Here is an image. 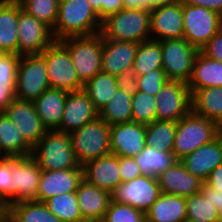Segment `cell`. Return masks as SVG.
<instances>
[{
	"instance_id": "obj_26",
	"label": "cell",
	"mask_w": 222,
	"mask_h": 222,
	"mask_svg": "<svg viewBox=\"0 0 222 222\" xmlns=\"http://www.w3.org/2000/svg\"><path fill=\"white\" fill-rule=\"evenodd\" d=\"M146 222H184L187 207L184 197L161 193L159 198L145 213Z\"/></svg>"
},
{
	"instance_id": "obj_43",
	"label": "cell",
	"mask_w": 222,
	"mask_h": 222,
	"mask_svg": "<svg viewBox=\"0 0 222 222\" xmlns=\"http://www.w3.org/2000/svg\"><path fill=\"white\" fill-rule=\"evenodd\" d=\"M168 79L163 69H155L137 76L138 90L156 96Z\"/></svg>"
},
{
	"instance_id": "obj_57",
	"label": "cell",
	"mask_w": 222,
	"mask_h": 222,
	"mask_svg": "<svg viewBox=\"0 0 222 222\" xmlns=\"http://www.w3.org/2000/svg\"><path fill=\"white\" fill-rule=\"evenodd\" d=\"M218 137L222 141V123L218 125Z\"/></svg>"
},
{
	"instance_id": "obj_14",
	"label": "cell",
	"mask_w": 222,
	"mask_h": 222,
	"mask_svg": "<svg viewBox=\"0 0 222 222\" xmlns=\"http://www.w3.org/2000/svg\"><path fill=\"white\" fill-rule=\"evenodd\" d=\"M17 30L18 55L41 54L56 41L52 29L22 10L20 4Z\"/></svg>"
},
{
	"instance_id": "obj_27",
	"label": "cell",
	"mask_w": 222,
	"mask_h": 222,
	"mask_svg": "<svg viewBox=\"0 0 222 222\" xmlns=\"http://www.w3.org/2000/svg\"><path fill=\"white\" fill-rule=\"evenodd\" d=\"M187 85L190 93L206 87L222 86V62L199 52L195 58L193 71Z\"/></svg>"
},
{
	"instance_id": "obj_61",
	"label": "cell",
	"mask_w": 222,
	"mask_h": 222,
	"mask_svg": "<svg viewBox=\"0 0 222 222\" xmlns=\"http://www.w3.org/2000/svg\"><path fill=\"white\" fill-rule=\"evenodd\" d=\"M0 222H6V213H5L4 217L0 220Z\"/></svg>"
},
{
	"instance_id": "obj_51",
	"label": "cell",
	"mask_w": 222,
	"mask_h": 222,
	"mask_svg": "<svg viewBox=\"0 0 222 222\" xmlns=\"http://www.w3.org/2000/svg\"><path fill=\"white\" fill-rule=\"evenodd\" d=\"M16 86H0V112L15 99Z\"/></svg>"
},
{
	"instance_id": "obj_35",
	"label": "cell",
	"mask_w": 222,
	"mask_h": 222,
	"mask_svg": "<svg viewBox=\"0 0 222 222\" xmlns=\"http://www.w3.org/2000/svg\"><path fill=\"white\" fill-rule=\"evenodd\" d=\"M133 69L137 76L146 74L155 69H162L161 41L150 39L138 43Z\"/></svg>"
},
{
	"instance_id": "obj_55",
	"label": "cell",
	"mask_w": 222,
	"mask_h": 222,
	"mask_svg": "<svg viewBox=\"0 0 222 222\" xmlns=\"http://www.w3.org/2000/svg\"><path fill=\"white\" fill-rule=\"evenodd\" d=\"M1 2H5V3H14V4H20L22 3L24 0H0Z\"/></svg>"
},
{
	"instance_id": "obj_38",
	"label": "cell",
	"mask_w": 222,
	"mask_h": 222,
	"mask_svg": "<svg viewBox=\"0 0 222 222\" xmlns=\"http://www.w3.org/2000/svg\"><path fill=\"white\" fill-rule=\"evenodd\" d=\"M187 207V219L198 222H218L221 214L210 202L206 201L201 192L185 198Z\"/></svg>"
},
{
	"instance_id": "obj_44",
	"label": "cell",
	"mask_w": 222,
	"mask_h": 222,
	"mask_svg": "<svg viewBox=\"0 0 222 222\" xmlns=\"http://www.w3.org/2000/svg\"><path fill=\"white\" fill-rule=\"evenodd\" d=\"M12 185V176L9 171V157L0 159V199L7 205H10V186Z\"/></svg>"
},
{
	"instance_id": "obj_40",
	"label": "cell",
	"mask_w": 222,
	"mask_h": 222,
	"mask_svg": "<svg viewBox=\"0 0 222 222\" xmlns=\"http://www.w3.org/2000/svg\"><path fill=\"white\" fill-rule=\"evenodd\" d=\"M132 121L140 124H150L157 119L155 96L137 90L132 95Z\"/></svg>"
},
{
	"instance_id": "obj_30",
	"label": "cell",
	"mask_w": 222,
	"mask_h": 222,
	"mask_svg": "<svg viewBox=\"0 0 222 222\" xmlns=\"http://www.w3.org/2000/svg\"><path fill=\"white\" fill-rule=\"evenodd\" d=\"M18 127L0 112V149L7 157L31 155L32 147L24 140Z\"/></svg>"
},
{
	"instance_id": "obj_19",
	"label": "cell",
	"mask_w": 222,
	"mask_h": 222,
	"mask_svg": "<svg viewBox=\"0 0 222 222\" xmlns=\"http://www.w3.org/2000/svg\"><path fill=\"white\" fill-rule=\"evenodd\" d=\"M82 180V168L42 170L36 201L45 202L47 199L62 193L76 192Z\"/></svg>"
},
{
	"instance_id": "obj_48",
	"label": "cell",
	"mask_w": 222,
	"mask_h": 222,
	"mask_svg": "<svg viewBox=\"0 0 222 222\" xmlns=\"http://www.w3.org/2000/svg\"><path fill=\"white\" fill-rule=\"evenodd\" d=\"M119 88L133 95L138 90L137 75L133 67L126 69L116 76Z\"/></svg>"
},
{
	"instance_id": "obj_3",
	"label": "cell",
	"mask_w": 222,
	"mask_h": 222,
	"mask_svg": "<svg viewBox=\"0 0 222 222\" xmlns=\"http://www.w3.org/2000/svg\"><path fill=\"white\" fill-rule=\"evenodd\" d=\"M31 157L41 170L82 168L76 159L69 133L47 131L32 148Z\"/></svg>"
},
{
	"instance_id": "obj_13",
	"label": "cell",
	"mask_w": 222,
	"mask_h": 222,
	"mask_svg": "<svg viewBox=\"0 0 222 222\" xmlns=\"http://www.w3.org/2000/svg\"><path fill=\"white\" fill-rule=\"evenodd\" d=\"M155 98L157 120L178 122L191 111V93L186 83L168 80Z\"/></svg>"
},
{
	"instance_id": "obj_34",
	"label": "cell",
	"mask_w": 222,
	"mask_h": 222,
	"mask_svg": "<svg viewBox=\"0 0 222 222\" xmlns=\"http://www.w3.org/2000/svg\"><path fill=\"white\" fill-rule=\"evenodd\" d=\"M132 95L118 88L109 102L99 111V117L108 125L132 122Z\"/></svg>"
},
{
	"instance_id": "obj_17",
	"label": "cell",
	"mask_w": 222,
	"mask_h": 222,
	"mask_svg": "<svg viewBox=\"0 0 222 222\" xmlns=\"http://www.w3.org/2000/svg\"><path fill=\"white\" fill-rule=\"evenodd\" d=\"M146 125L127 122L110 126L111 154L135 157L146 147Z\"/></svg>"
},
{
	"instance_id": "obj_58",
	"label": "cell",
	"mask_w": 222,
	"mask_h": 222,
	"mask_svg": "<svg viewBox=\"0 0 222 222\" xmlns=\"http://www.w3.org/2000/svg\"><path fill=\"white\" fill-rule=\"evenodd\" d=\"M6 222H14V221L6 214Z\"/></svg>"
},
{
	"instance_id": "obj_18",
	"label": "cell",
	"mask_w": 222,
	"mask_h": 222,
	"mask_svg": "<svg viewBox=\"0 0 222 222\" xmlns=\"http://www.w3.org/2000/svg\"><path fill=\"white\" fill-rule=\"evenodd\" d=\"M98 116L99 112L83 89L68 92L60 122V132L70 134Z\"/></svg>"
},
{
	"instance_id": "obj_53",
	"label": "cell",
	"mask_w": 222,
	"mask_h": 222,
	"mask_svg": "<svg viewBox=\"0 0 222 222\" xmlns=\"http://www.w3.org/2000/svg\"><path fill=\"white\" fill-rule=\"evenodd\" d=\"M124 8H137L147 10V0H122Z\"/></svg>"
},
{
	"instance_id": "obj_46",
	"label": "cell",
	"mask_w": 222,
	"mask_h": 222,
	"mask_svg": "<svg viewBox=\"0 0 222 222\" xmlns=\"http://www.w3.org/2000/svg\"><path fill=\"white\" fill-rule=\"evenodd\" d=\"M119 169L122 182L142 176L140 168L133 157H119Z\"/></svg>"
},
{
	"instance_id": "obj_47",
	"label": "cell",
	"mask_w": 222,
	"mask_h": 222,
	"mask_svg": "<svg viewBox=\"0 0 222 222\" xmlns=\"http://www.w3.org/2000/svg\"><path fill=\"white\" fill-rule=\"evenodd\" d=\"M200 52L222 62V28L201 48Z\"/></svg>"
},
{
	"instance_id": "obj_7",
	"label": "cell",
	"mask_w": 222,
	"mask_h": 222,
	"mask_svg": "<svg viewBox=\"0 0 222 222\" xmlns=\"http://www.w3.org/2000/svg\"><path fill=\"white\" fill-rule=\"evenodd\" d=\"M49 87L45 59L40 54L21 55L17 68L15 99L34 101Z\"/></svg>"
},
{
	"instance_id": "obj_42",
	"label": "cell",
	"mask_w": 222,
	"mask_h": 222,
	"mask_svg": "<svg viewBox=\"0 0 222 222\" xmlns=\"http://www.w3.org/2000/svg\"><path fill=\"white\" fill-rule=\"evenodd\" d=\"M21 55L0 53V86H16L17 68Z\"/></svg>"
},
{
	"instance_id": "obj_37",
	"label": "cell",
	"mask_w": 222,
	"mask_h": 222,
	"mask_svg": "<svg viewBox=\"0 0 222 222\" xmlns=\"http://www.w3.org/2000/svg\"><path fill=\"white\" fill-rule=\"evenodd\" d=\"M44 203L49 211L62 222H85L80 212L76 192L56 195Z\"/></svg>"
},
{
	"instance_id": "obj_31",
	"label": "cell",
	"mask_w": 222,
	"mask_h": 222,
	"mask_svg": "<svg viewBox=\"0 0 222 222\" xmlns=\"http://www.w3.org/2000/svg\"><path fill=\"white\" fill-rule=\"evenodd\" d=\"M6 214L14 222H62L53 215L44 202L25 200L7 207Z\"/></svg>"
},
{
	"instance_id": "obj_10",
	"label": "cell",
	"mask_w": 222,
	"mask_h": 222,
	"mask_svg": "<svg viewBox=\"0 0 222 222\" xmlns=\"http://www.w3.org/2000/svg\"><path fill=\"white\" fill-rule=\"evenodd\" d=\"M46 62L48 82L51 88L67 92L83 89L68 50L55 41L40 54Z\"/></svg>"
},
{
	"instance_id": "obj_16",
	"label": "cell",
	"mask_w": 222,
	"mask_h": 222,
	"mask_svg": "<svg viewBox=\"0 0 222 222\" xmlns=\"http://www.w3.org/2000/svg\"><path fill=\"white\" fill-rule=\"evenodd\" d=\"M182 2L164 5L150 10V37L152 40L183 38Z\"/></svg>"
},
{
	"instance_id": "obj_28",
	"label": "cell",
	"mask_w": 222,
	"mask_h": 222,
	"mask_svg": "<svg viewBox=\"0 0 222 222\" xmlns=\"http://www.w3.org/2000/svg\"><path fill=\"white\" fill-rule=\"evenodd\" d=\"M191 111L218 125L222 123V86L206 87L191 93Z\"/></svg>"
},
{
	"instance_id": "obj_23",
	"label": "cell",
	"mask_w": 222,
	"mask_h": 222,
	"mask_svg": "<svg viewBox=\"0 0 222 222\" xmlns=\"http://www.w3.org/2000/svg\"><path fill=\"white\" fill-rule=\"evenodd\" d=\"M137 49L138 43L135 42L103 38L102 72L117 76L133 67Z\"/></svg>"
},
{
	"instance_id": "obj_39",
	"label": "cell",
	"mask_w": 222,
	"mask_h": 222,
	"mask_svg": "<svg viewBox=\"0 0 222 222\" xmlns=\"http://www.w3.org/2000/svg\"><path fill=\"white\" fill-rule=\"evenodd\" d=\"M59 1L24 0L20 5L26 13L53 29L58 17Z\"/></svg>"
},
{
	"instance_id": "obj_20",
	"label": "cell",
	"mask_w": 222,
	"mask_h": 222,
	"mask_svg": "<svg viewBox=\"0 0 222 222\" xmlns=\"http://www.w3.org/2000/svg\"><path fill=\"white\" fill-rule=\"evenodd\" d=\"M82 170L86 182L110 193L122 183L119 157L111 153L85 163Z\"/></svg>"
},
{
	"instance_id": "obj_54",
	"label": "cell",
	"mask_w": 222,
	"mask_h": 222,
	"mask_svg": "<svg viewBox=\"0 0 222 222\" xmlns=\"http://www.w3.org/2000/svg\"><path fill=\"white\" fill-rule=\"evenodd\" d=\"M178 0H147V10L162 7L177 2Z\"/></svg>"
},
{
	"instance_id": "obj_60",
	"label": "cell",
	"mask_w": 222,
	"mask_h": 222,
	"mask_svg": "<svg viewBox=\"0 0 222 222\" xmlns=\"http://www.w3.org/2000/svg\"><path fill=\"white\" fill-rule=\"evenodd\" d=\"M6 157L3 153H2V150L0 149V159Z\"/></svg>"
},
{
	"instance_id": "obj_6",
	"label": "cell",
	"mask_w": 222,
	"mask_h": 222,
	"mask_svg": "<svg viewBox=\"0 0 222 222\" xmlns=\"http://www.w3.org/2000/svg\"><path fill=\"white\" fill-rule=\"evenodd\" d=\"M70 137L80 166L111 153L110 125L99 116L71 132Z\"/></svg>"
},
{
	"instance_id": "obj_62",
	"label": "cell",
	"mask_w": 222,
	"mask_h": 222,
	"mask_svg": "<svg viewBox=\"0 0 222 222\" xmlns=\"http://www.w3.org/2000/svg\"><path fill=\"white\" fill-rule=\"evenodd\" d=\"M184 222H198V221H194V220H191V219H186Z\"/></svg>"
},
{
	"instance_id": "obj_8",
	"label": "cell",
	"mask_w": 222,
	"mask_h": 222,
	"mask_svg": "<svg viewBox=\"0 0 222 222\" xmlns=\"http://www.w3.org/2000/svg\"><path fill=\"white\" fill-rule=\"evenodd\" d=\"M162 69L168 80L188 83L198 48L186 39H165L161 41Z\"/></svg>"
},
{
	"instance_id": "obj_25",
	"label": "cell",
	"mask_w": 222,
	"mask_h": 222,
	"mask_svg": "<svg viewBox=\"0 0 222 222\" xmlns=\"http://www.w3.org/2000/svg\"><path fill=\"white\" fill-rule=\"evenodd\" d=\"M68 92L49 87L33 101L37 114L48 131L60 132V122L65 108Z\"/></svg>"
},
{
	"instance_id": "obj_33",
	"label": "cell",
	"mask_w": 222,
	"mask_h": 222,
	"mask_svg": "<svg viewBox=\"0 0 222 222\" xmlns=\"http://www.w3.org/2000/svg\"><path fill=\"white\" fill-rule=\"evenodd\" d=\"M134 159L142 175L154 177L159 176L178 161L172 151H160L151 146H146Z\"/></svg>"
},
{
	"instance_id": "obj_2",
	"label": "cell",
	"mask_w": 222,
	"mask_h": 222,
	"mask_svg": "<svg viewBox=\"0 0 222 222\" xmlns=\"http://www.w3.org/2000/svg\"><path fill=\"white\" fill-rule=\"evenodd\" d=\"M100 35L107 40L141 43L150 40V10L124 8L101 23Z\"/></svg>"
},
{
	"instance_id": "obj_56",
	"label": "cell",
	"mask_w": 222,
	"mask_h": 222,
	"mask_svg": "<svg viewBox=\"0 0 222 222\" xmlns=\"http://www.w3.org/2000/svg\"><path fill=\"white\" fill-rule=\"evenodd\" d=\"M0 209L6 213L7 211V205L0 199Z\"/></svg>"
},
{
	"instance_id": "obj_9",
	"label": "cell",
	"mask_w": 222,
	"mask_h": 222,
	"mask_svg": "<svg viewBox=\"0 0 222 222\" xmlns=\"http://www.w3.org/2000/svg\"><path fill=\"white\" fill-rule=\"evenodd\" d=\"M183 38L199 50L222 28V15L201 6L182 3Z\"/></svg>"
},
{
	"instance_id": "obj_29",
	"label": "cell",
	"mask_w": 222,
	"mask_h": 222,
	"mask_svg": "<svg viewBox=\"0 0 222 222\" xmlns=\"http://www.w3.org/2000/svg\"><path fill=\"white\" fill-rule=\"evenodd\" d=\"M19 4L0 1V53L18 54Z\"/></svg>"
},
{
	"instance_id": "obj_4",
	"label": "cell",
	"mask_w": 222,
	"mask_h": 222,
	"mask_svg": "<svg viewBox=\"0 0 222 222\" xmlns=\"http://www.w3.org/2000/svg\"><path fill=\"white\" fill-rule=\"evenodd\" d=\"M218 137V124L190 111L177 122L172 153L180 160Z\"/></svg>"
},
{
	"instance_id": "obj_59",
	"label": "cell",
	"mask_w": 222,
	"mask_h": 222,
	"mask_svg": "<svg viewBox=\"0 0 222 222\" xmlns=\"http://www.w3.org/2000/svg\"><path fill=\"white\" fill-rule=\"evenodd\" d=\"M5 213L0 209V220L4 217Z\"/></svg>"
},
{
	"instance_id": "obj_41",
	"label": "cell",
	"mask_w": 222,
	"mask_h": 222,
	"mask_svg": "<svg viewBox=\"0 0 222 222\" xmlns=\"http://www.w3.org/2000/svg\"><path fill=\"white\" fill-rule=\"evenodd\" d=\"M101 222H146V217L133 206L111 200Z\"/></svg>"
},
{
	"instance_id": "obj_21",
	"label": "cell",
	"mask_w": 222,
	"mask_h": 222,
	"mask_svg": "<svg viewBox=\"0 0 222 222\" xmlns=\"http://www.w3.org/2000/svg\"><path fill=\"white\" fill-rule=\"evenodd\" d=\"M180 162L186 170L205 182L210 173L222 164V141L219 137L185 155Z\"/></svg>"
},
{
	"instance_id": "obj_52",
	"label": "cell",
	"mask_w": 222,
	"mask_h": 222,
	"mask_svg": "<svg viewBox=\"0 0 222 222\" xmlns=\"http://www.w3.org/2000/svg\"><path fill=\"white\" fill-rule=\"evenodd\" d=\"M207 186L222 192V164H219L204 182Z\"/></svg>"
},
{
	"instance_id": "obj_24",
	"label": "cell",
	"mask_w": 222,
	"mask_h": 222,
	"mask_svg": "<svg viewBox=\"0 0 222 222\" xmlns=\"http://www.w3.org/2000/svg\"><path fill=\"white\" fill-rule=\"evenodd\" d=\"M76 196L85 222H101L112 200L110 192L91 185L84 179L78 185Z\"/></svg>"
},
{
	"instance_id": "obj_45",
	"label": "cell",
	"mask_w": 222,
	"mask_h": 222,
	"mask_svg": "<svg viewBox=\"0 0 222 222\" xmlns=\"http://www.w3.org/2000/svg\"><path fill=\"white\" fill-rule=\"evenodd\" d=\"M98 14L100 20H104L109 15L118 13L120 10L124 9V4L122 0H88Z\"/></svg>"
},
{
	"instance_id": "obj_12",
	"label": "cell",
	"mask_w": 222,
	"mask_h": 222,
	"mask_svg": "<svg viewBox=\"0 0 222 222\" xmlns=\"http://www.w3.org/2000/svg\"><path fill=\"white\" fill-rule=\"evenodd\" d=\"M161 189L157 177L142 175L122 182L112 193V201L133 206L143 212L159 198Z\"/></svg>"
},
{
	"instance_id": "obj_11",
	"label": "cell",
	"mask_w": 222,
	"mask_h": 222,
	"mask_svg": "<svg viewBox=\"0 0 222 222\" xmlns=\"http://www.w3.org/2000/svg\"><path fill=\"white\" fill-rule=\"evenodd\" d=\"M9 171L12 176L10 205L25 200L36 201L42 170L31 155L9 157Z\"/></svg>"
},
{
	"instance_id": "obj_49",
	"label": "cell",
	"mask_w": 222,
	"mask_h": 222,
	"mask_svg": "<svg viewBox=\"0 0 222 222\" xmlns=\"http://www.w3.org/2000/svg\"><path fill=\"white\" fill-rule=\"evenodd\" d=\"M200 192L203 194L206 201H210L222 215V192H218L205 183H203Z\"/></svg>"
},
{
	"instance_id": "obj_1",
	"label": "cell",
	"mask_w": 222,
	"mask_h": 222,
	"mask_svg": "<svg viewBox=\"0 0 222 222\" xmlns=\"http://www.w3.org/2000/svg\"><path fill=\"white\" fill-rule=\"evenodd\" d=\"M101 23L88 0H60L52 33L56 41L72 36L94 35L100 33Z\"/></svg>"
},
{
	"instance_id": "obj_5",
	"label": "cell",
	"mask_w": 222,
	"mask_h": 222,
	"mask_svg": "<svg viewBox=\"0 0 222 222\" xmlns=\"http://www.w3.org/2000/svg\"><path fill=\"white\" fill-rule=\"evenodd\" d=\"M59 42L68 50L77 76L83 84L102 71L103 37L100 33L66 37Z\"/></svg>"
},
{
	"instance_id": "obj_15",
	"label": "cell",
	"mask_w": 222,
	"mask_h": 222,
	"mask_svg": "<svg viewBox=\"0 0 222 222\" xmlns=\"http://www.w3.org/2000/svg\"><path fill=\"white\" fill-rule=\"evenodd\" d=\"M3 113L18 127L20 134L32 148L48 131L40 120L33 101L14 99Z\"/></svg>"
},
{
	"instance_id": "obj_50",
	"label": "cell",
	"mask_w": 222,
	"mask_h": 222,
	"mask_svg": "<svg viewBox=\"0 0 222 222\" xmlns=\"http://www.w3.org/2000/svg\"><path fill=\"white\" fill-rule=\"evenodd\" d=\"M181 2L193 6L205 7L222 15V0H181Z\"/></svg>"
},
{
	"instance_id": "obj_36",
	"label": "cell",
	"mask_w": 222,
	"mask_h": 222,
	"mask_svg": "<svg viewBox=\"0 0 222 222\" xmlns=\"http://www.w3.org/2000/svg\"><path fill=\"white\" fill-rule=\"evenodd\" d=\"M177 122L155 120L146 125V146L160 151H172Z\"/></svg>"
},
{
	"instance_id": "obj_22",
	"label": "cell",
	"mask_w": 222,
	"mask_h": 222,
	"mask_svg": "<svg viewBox=\"0 0 222 222\" xmlns=\"http://www.w3.org/2000/svg\"><path fill=\"white\" fill-rule=\"evenodd\" d=\"M157 180L161 193L174 194L184 198L199 193L204 183L188 172L180 160L157 176Z\"/></svg>"
},
{
	"instance_id": "obj_32",
	"label": "cell",
	"mask_w": 222,
	"mask_h": 222,
	"mask_svg": "<svg viewBox=\"0 0 222 222\" xmlns=\"http://www.w3.org/2000/svg\"><path fill=\"white\" fill-rule=\"evenodd\" d=\"M118 88L116 76L102 71L94 75L83 86V90L98 112L109 102Z\"/></svg>"
}]
</instances>
